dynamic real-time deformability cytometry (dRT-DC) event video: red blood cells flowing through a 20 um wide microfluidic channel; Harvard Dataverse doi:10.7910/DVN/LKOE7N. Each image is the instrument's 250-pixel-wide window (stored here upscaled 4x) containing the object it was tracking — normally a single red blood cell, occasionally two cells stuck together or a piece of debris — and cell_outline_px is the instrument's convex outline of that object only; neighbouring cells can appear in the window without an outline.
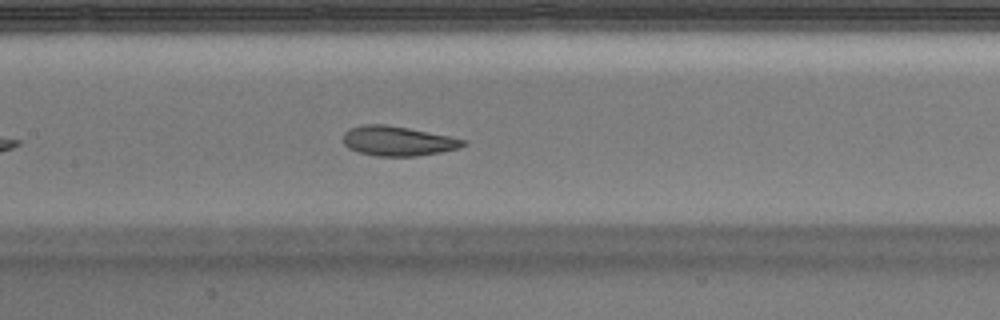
{"species": "Egyptian fruit bat (a non-hibernating species)", "species_latin": "Rousettus aegyptiacus", "temperature_condition": "warm", "stored_images_in_passage": 38, "camera_frame_rate_fps": 3000, "um_per_image_px": 0.085, "animal": {"sex": "male"}, "frame": {"image": 1, "passage_image": 12, "time_ms": 3.667, "image_size_px": [1000, 320], "cell_outline_px": [[468, 144], [460, 148], [440, 152], [416, 156], [376, 156], [360, 152], [348, 148], [344, 144], [344, 132], [348, 128], [364, 124], [388, 124], [452, 136], [468, 140]], "centroid_in_image_um": [33.86, 11.97], "position_along_channel_um": 173.5, "area_um2": 21.04}, "authors_computed_cell_mechanics": {"area_um2": 22.7443, "velocity_mm_per_s": 3.9192, "shape_relaxation_time_tau1_ms": 4.4962, "shape_relaxation_time_tau2_ms": 1.4383, "deformation_change_tau1": 0.1558, "deformation_change_tau2": 0.0754}}